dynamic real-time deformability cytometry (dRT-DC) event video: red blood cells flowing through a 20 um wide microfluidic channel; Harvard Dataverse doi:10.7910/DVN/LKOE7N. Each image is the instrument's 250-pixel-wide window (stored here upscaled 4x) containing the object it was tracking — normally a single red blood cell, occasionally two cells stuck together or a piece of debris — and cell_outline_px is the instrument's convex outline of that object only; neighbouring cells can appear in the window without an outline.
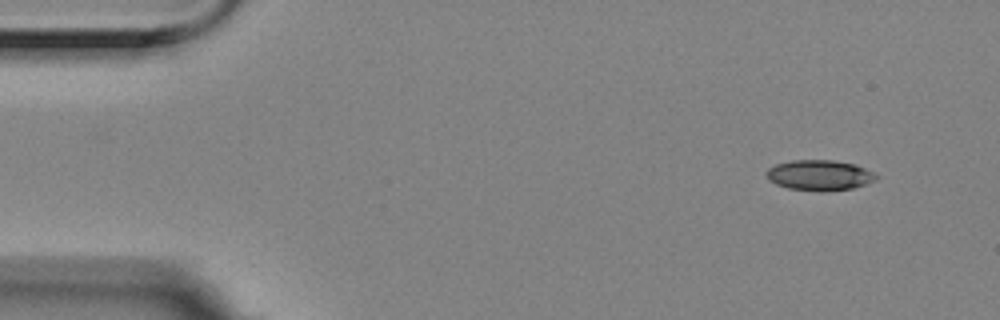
{"species": "Egyptian fruit bat (a non-hibernating species)", "species_latin": "Rousettus aegyptiacus", "temperature_condition": "room temperature", "stored_images_in_passage": 4, "camera_frame_rate_fps": 3000, "um_per_image_px": 0.085, "animal": {"sex": "female"}, "frame": {"image": 1, "passage_image": 1, "time_ms": 0.0, "image_size_px": [1000, 320], "cell_outline_px": [[880, 176], [876, 180], [852, 188], [820, 192], [788, 188], [776, 184], [768, 180], [764, 172], [768, 168], [776, 164], [792, 160], [832, 160], [856, 164]], "centroid_in_image_um": [69.63, 14.89], "position_along_channel_um": 15.4, "area_um2": 19.59}}